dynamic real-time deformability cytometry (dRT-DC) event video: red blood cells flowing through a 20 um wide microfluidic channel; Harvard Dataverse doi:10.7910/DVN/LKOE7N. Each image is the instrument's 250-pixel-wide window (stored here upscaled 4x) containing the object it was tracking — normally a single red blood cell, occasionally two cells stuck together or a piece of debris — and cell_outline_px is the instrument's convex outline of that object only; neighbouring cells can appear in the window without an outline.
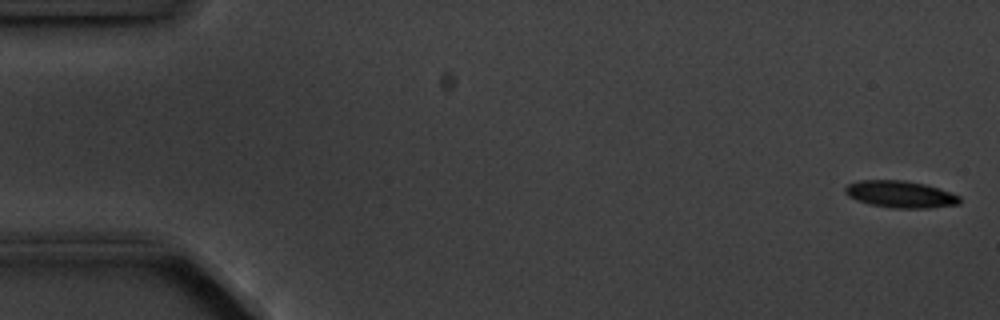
{"species": "common noctule bat (a hibernating species)", "species_latin": "Nyctalus noctula", "temperature_condition": "cold", "stored_images_in_passage": 11, "camera_frame_rate_fps": 3000, "um_per_image_px": 0.085, "animal": {"sex": "male", "body_mass_g": 20.1, "forearm_length_mm": 53.5}, "frame": {"image": 1, "passage_image": 1, "time_ms": 0.0, "image_size_px": [1000, 320], "cell_outline_px": [[960, 204], [928, 208], [892, 208], [868, 204], [856, 200], [848, 196], [844, 192], [844, 188], [848, 184], [860, 180], [904, 180], [924, 184], [940, 188], [960, 196]], "centroid_in_image_um": [76.52, 16.51], "position_along_channel_um": 8.5, "area_um2": 18.09}}
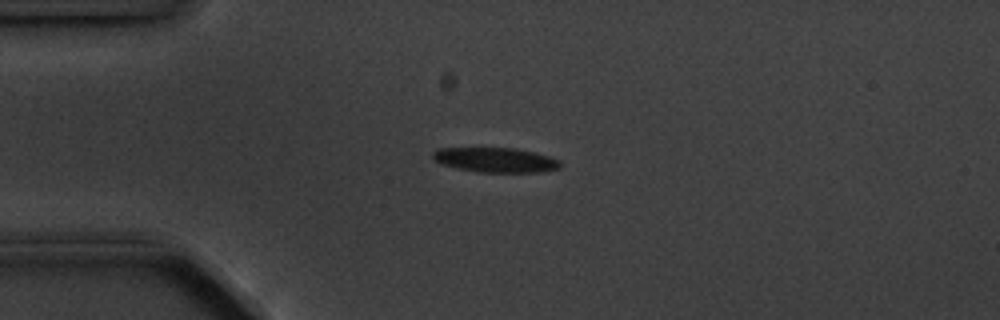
{"frame": {"image": 2, "passage_image": 4, "time_ms": 4.0, "image_size_px": [1000, 320], "cell_outline_px": [[560, 168], [536, 172], [480, 172], [440, 164], [432, 160], [432, 152], [436, 148], [516, 148], [548, 156], [556, 160], [560, 164]], "centroid_in_image_um": [42.03, 13.58], "position_along_channel_um": 43.0, "area_um2": 18.15}}